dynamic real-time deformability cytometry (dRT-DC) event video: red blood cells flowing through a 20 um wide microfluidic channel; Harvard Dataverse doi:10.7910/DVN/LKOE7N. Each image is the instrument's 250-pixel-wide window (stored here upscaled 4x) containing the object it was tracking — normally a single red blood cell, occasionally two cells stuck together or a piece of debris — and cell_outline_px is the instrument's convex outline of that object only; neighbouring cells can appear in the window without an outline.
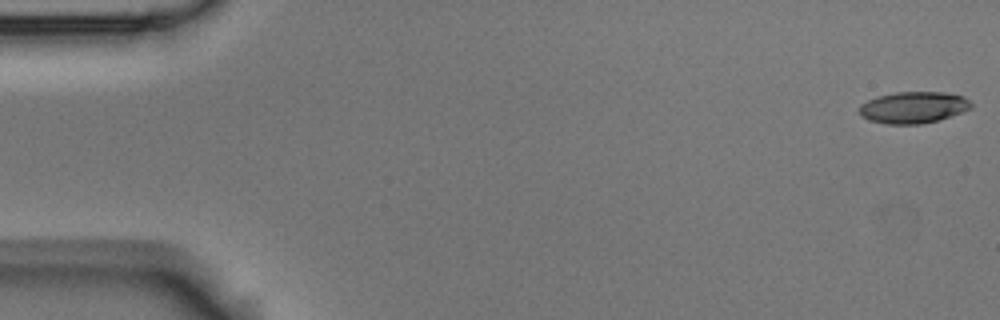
{"species": "Egyptian fruit bat (a non-hibernating species)", "species_latin": "Rousettus aegyptiacus", "temperature_condition": "room temperature", "stored_images_in_passage": 6, "camera_frame_rate_fps": 3000, "um_per_image_px": 0.085, "animal": {"sex": "male"}, "frame": {"image": 1, "passage_image": 1, "time_ms": 0.0, "image_size_px": [1000, 320], "cell_outline_px": [[972, 108], [936, 120], [920, 124], [888, 124], [868, 120], [860, 116], [860, 104], [876, 96], [896, 92], [944, 92], [964, 96], [972, 104]], "centroid_in_image_um": [77.6, 9.12], "position_along_channel_um": 7.4, "area_um2": 20.46}}
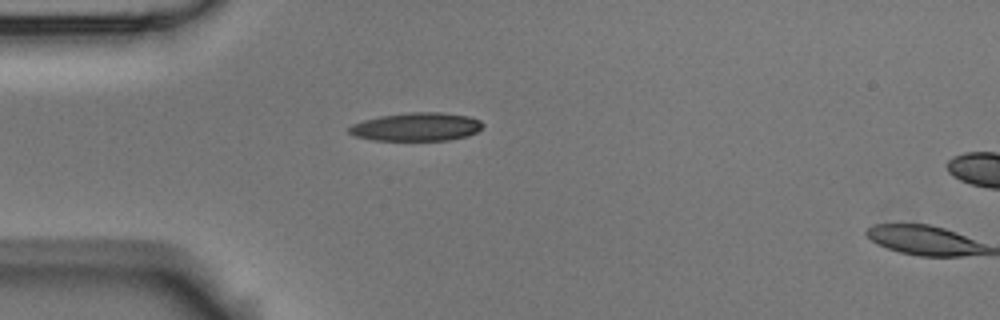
{"frame": {"image": 2, "passage_image": 5, "time_ms": 1.333, "image_size_px": [1000, 320], "cell_outline_px": [[484, 124], [476, 132], [468, 136], [448, 140], [372, 140], [356, 136], [348, 132], [348, 128], [352, 124], [364, 120], [380, 116], [408, 112], [440, 112], [468, 116], [480, 120]], "centroid_in_image_um": [35.4, 10.78], "position_along_channel_um": 49.6, "area_um2": 22.02}}